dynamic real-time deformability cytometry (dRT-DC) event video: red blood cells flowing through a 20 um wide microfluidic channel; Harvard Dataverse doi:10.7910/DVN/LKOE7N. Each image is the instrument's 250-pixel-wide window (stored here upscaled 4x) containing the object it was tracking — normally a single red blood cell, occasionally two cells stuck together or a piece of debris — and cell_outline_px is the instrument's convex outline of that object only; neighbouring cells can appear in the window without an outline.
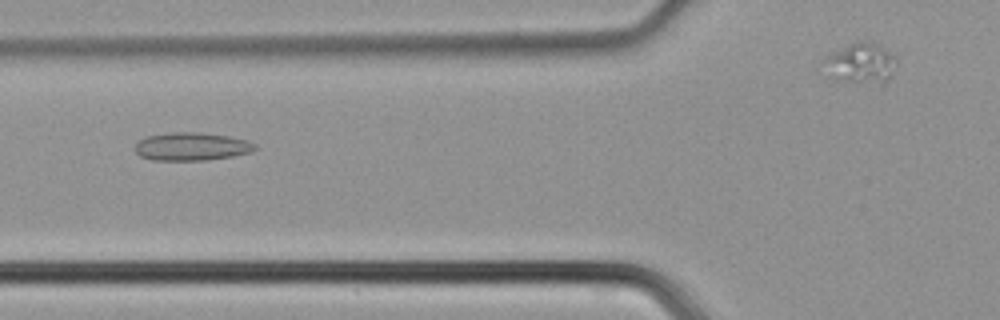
{"species": "common noctule bat (a hibernating species)", "species_latin": "Nyctalus noctula", "temperature_condition": "cold", "stored_images_in_passage": 36, "camera_frame_rate_fps": 3000, "um_per_image_px": 0.085, "animal": {"sex": "male", "body_mass_g": 21.5, "forearm_length_mm": 52.0}, "frame": {"image": 1, "passage_image": 13, "time_ms": 4.0, "image_size_px": [1000, 320], "cell_outline_px": [[260, 148], [252, 152], [232, 156], [208, 160], [152, 160], [140, 156], [136, 152], [136, 144], [140, 140], [148, 136], [172, 132], [200, 132], [228, 136], [248, 140], [256, 144]], "centroid_in_image_um": [16.35, 12.45], "position_along_channel_um": 109.4, "area_um2": 19.71}}
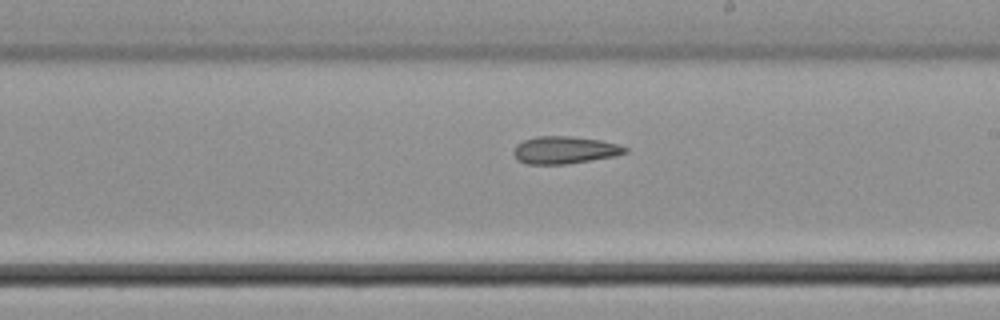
{"frame": {"image": 2, "passage_image": 22, "time_ms": 7.0, "image_size_px": [1000, 320], "cell_outline_px": [[628, 152], [616, 156], [564, 164], [524, 164], [516, 160], [512, 152], [516, 144], [524, 140], [536, 136], [572, 136], [600, 140], [616, 144], [628, 148]], "centroid_in_image_um": [47.95, 12.75], "position_along_channel_um": 241.1, "area_um2": 17.92}}
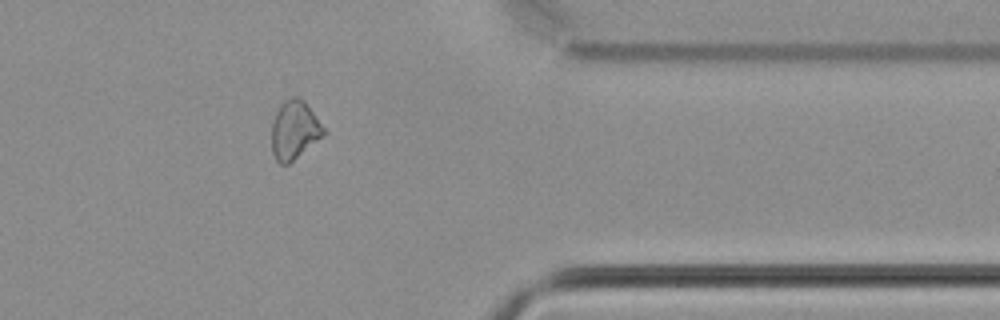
{"frame": {"image": 3, "passage_image": 33, "time_ms": 10.667, "image_size_px": [1000, 320], "cell_outline_px": [[328, 132], [288, 164], [280, 164], [276, 160], [272, 152], [272, 120], [280, 104], [284, 100], [292, 96], [300, 96], [304, 100]], "centroid_in_image_um": [25.03, 11.02], "position_along_channel_um": 386.4, "area_um2": 17.86}}